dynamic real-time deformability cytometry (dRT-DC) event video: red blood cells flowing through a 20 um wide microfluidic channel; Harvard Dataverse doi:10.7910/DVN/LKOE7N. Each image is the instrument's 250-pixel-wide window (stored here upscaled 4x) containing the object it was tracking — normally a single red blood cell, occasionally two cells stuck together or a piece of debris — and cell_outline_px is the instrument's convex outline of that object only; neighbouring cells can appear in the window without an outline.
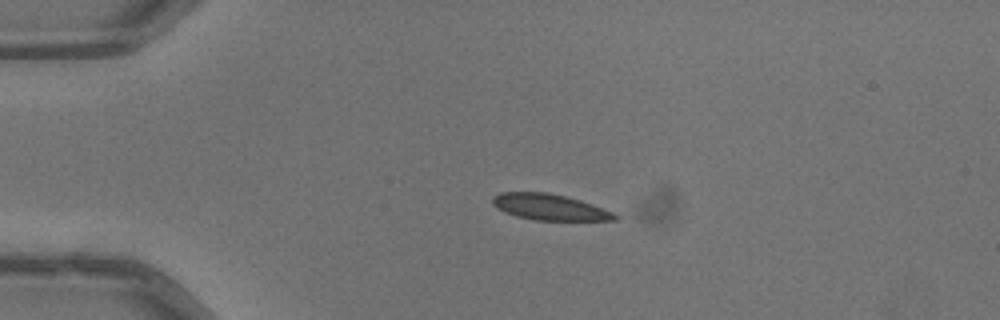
{"species": "common noctule bat (a hibernating species)", "species_latin": "Nyctalus noctula", "temperature_condition": "warm", "stored_images_in_passage": 40, "camera_frame_rate_fps": 3000, "um_per_image_px": 0.085, "animal": {"sex": "male", "body_mass_g": 13.3}, "frame": {"image": 1, "passage_image": 1, "time_ms": 0.0, "image_size_px": [1000, 320], "cell_outline_px": [[620, 216], [616, 220], [532, 220], [516, 216], [504, 212], [496, 208], [492, 204], [492, 196], [500, 192], [548, 192], [580, 200], [592, 204], [612, 212]], "centroid_in_image_um": [46.67, 17.6], "position_along_channel_um": 38.3, "area_um2": 18.61}}
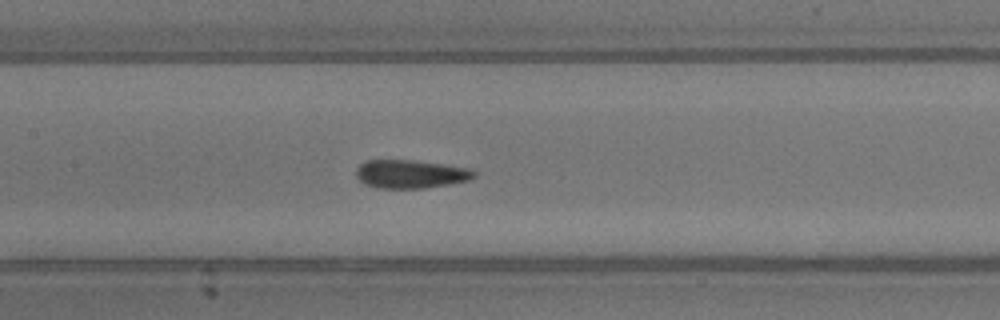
{"frame": {"image": 2, "passage_image": 14, "time_ms": 4.333, "image_size_px": [1000, 320], "cell_outline_px": [[476, 176], [468, 180], [448, 184], [424, 188], [376, 188], [364, 184], [356, 176], [356, 168], [360, 164], [368, 160], [408, 160], [440, 164], [468, 168], [476, 172]], "centroid_in_image_um": [34.86, 14.8], "position_along_channel_um": 172.5, "area_um2": 19.31}}
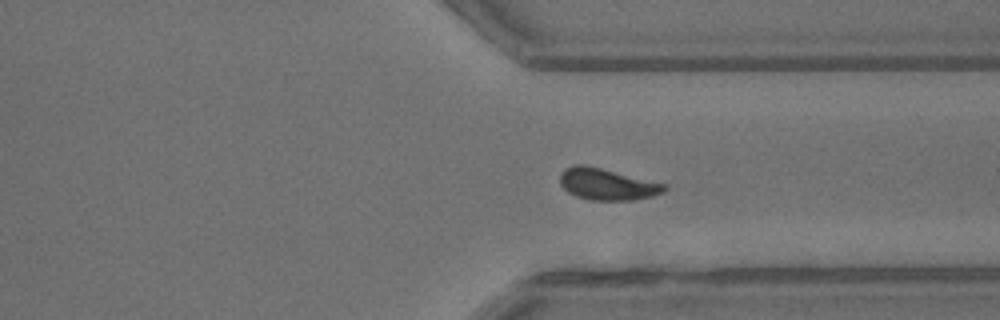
{"frame": {"image": 3, "passage_image": 28, "time_ms": 9.0, "image_size_px": [1000, 320], "cell_outline_px": [[668, 188], [664, 192], [652, 196], [632, 200], [588, 200], [576, 196], [568, 192], [560, 184], [560, 172], [564, 168], [572, 164], [584, 164], [664, 184]], "centroid_in_image_um": [51.54, 15.66], "position_along_channel_um": 359.9, "area_um2": 19.07}, "authors_computed_cell_mechanics": {"area_um2": 19.0451, "velocity_mm_per_s": 4.0301, "shape_relaxation_time_tau1_ms": 4.6655, "shape_relaxation_time_tau2_ms": 1.2496, "deformation_change_tau1": 0.1437, "deformation_change_tau2": 0.0734}}